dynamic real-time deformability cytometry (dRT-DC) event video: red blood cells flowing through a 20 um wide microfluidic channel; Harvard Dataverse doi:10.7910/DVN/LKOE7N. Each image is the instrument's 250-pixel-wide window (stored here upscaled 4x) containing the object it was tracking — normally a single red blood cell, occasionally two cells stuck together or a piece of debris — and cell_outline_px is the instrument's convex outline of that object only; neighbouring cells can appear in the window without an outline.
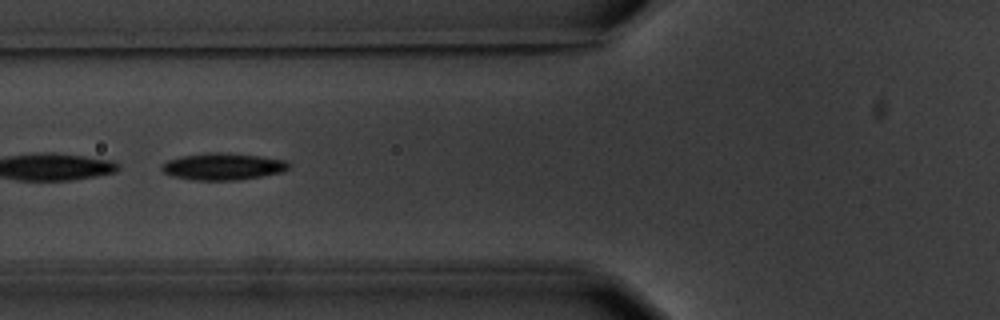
{"species": "common noctule bat (a hibernating species)", "species_latin": "Nyctalus noctula", "temperature_condition": "warm", "stored_images_in_passage": 7, "camera_frame_rate_fps": 3000, "um_per_image_px": 0.085, "animal": {"sex": "male", "body_mass_g": 20.1, "forearm_length_mm": 53.5}, "frame": {"image": 1, "passage_image": 6, "time_ms": 6.0, "image_size_px": [1000, 320], "cell_outline_px": [[292, 164], [284, 172], [236, 180], [192, 180], [172, 176], [164, 172], [160, 168], [160, 164], [168, 160], [184, 156], [208, 152], [216, 152], [260, 156], [284, 160]], "centroid_in_image_um": [18.94, 14.16], "position_along_channel_um": 106.9, "area_um2": 19.83}}